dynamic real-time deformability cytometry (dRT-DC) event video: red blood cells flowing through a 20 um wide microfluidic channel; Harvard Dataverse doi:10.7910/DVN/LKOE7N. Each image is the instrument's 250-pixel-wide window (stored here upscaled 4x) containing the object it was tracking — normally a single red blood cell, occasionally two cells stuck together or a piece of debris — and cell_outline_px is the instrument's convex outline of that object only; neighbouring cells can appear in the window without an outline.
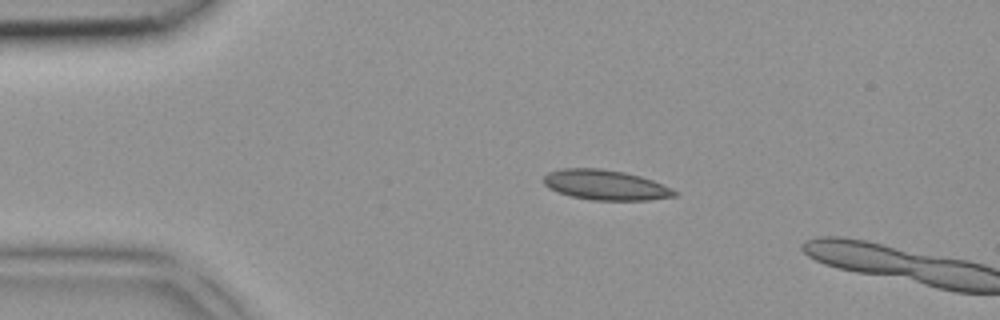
{"species": "common noctule bat (a hibernating species)", "species_latin": "Nyctalus noctula", "temperature_condition": "room temperature", "stored_images_in_passage": 3, "camera_frame_rate_fps": 3000, "um_per_image_px": 0.085, "animal": {"sex": "female", "body_mass_g": 18.4}, "frame": {"image": 1, "passage_image": 2, "time_ms": 0.333, "image_size_px": [1000, 320], "cell_outline_px": [[676, 196], [648, 200], [592, 200], [572, 196], [548, 188], [544, 184], [544, 176], [548, 172], [564, 168], [600, 168], [624, 172], [640, 176], [652, 180], [672, 188], [676, 192]], "centroid_in_image_um": [51.46, 15.72], "position_along_channel_um": 33.5, "area_um2": 22.77}}